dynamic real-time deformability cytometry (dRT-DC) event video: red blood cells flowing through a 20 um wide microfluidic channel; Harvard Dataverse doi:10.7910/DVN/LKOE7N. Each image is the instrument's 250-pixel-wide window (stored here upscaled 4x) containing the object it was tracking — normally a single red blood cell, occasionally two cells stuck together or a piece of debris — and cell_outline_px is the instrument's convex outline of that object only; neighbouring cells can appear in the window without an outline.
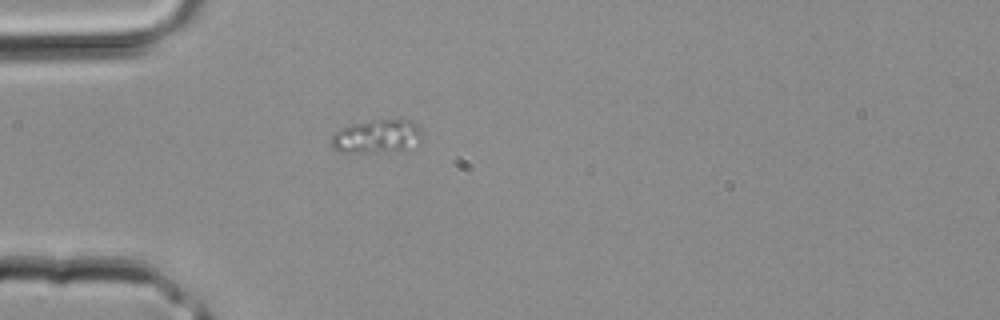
{"species": "common noctule bat (a hibernating species)", "species_latin": "Nyctalus noctula", "temperature_condition": "room temperature", "stored_images_in_passage": 1, "camera_frame_rate_fps": 3000, "um_per_image_px": 0.085, "animal": {"sex": "male", "body_mass_g": 20.4}, "frame": {"image": 1, "passage_image": 1, "time_ms": 0.0, "image_size_px": [1000, 320], "cell_outline_px": [[420, 140], [404, 152], [336, 152], [332, 148], [332, 132], [340, 128], [352, 124], [372, 120], [408, 120], [420, 128]], "centroid_in_image_um": [31.99, 11.62], "position_along_channel_um": 53.0, "area_um2": 17.86}}